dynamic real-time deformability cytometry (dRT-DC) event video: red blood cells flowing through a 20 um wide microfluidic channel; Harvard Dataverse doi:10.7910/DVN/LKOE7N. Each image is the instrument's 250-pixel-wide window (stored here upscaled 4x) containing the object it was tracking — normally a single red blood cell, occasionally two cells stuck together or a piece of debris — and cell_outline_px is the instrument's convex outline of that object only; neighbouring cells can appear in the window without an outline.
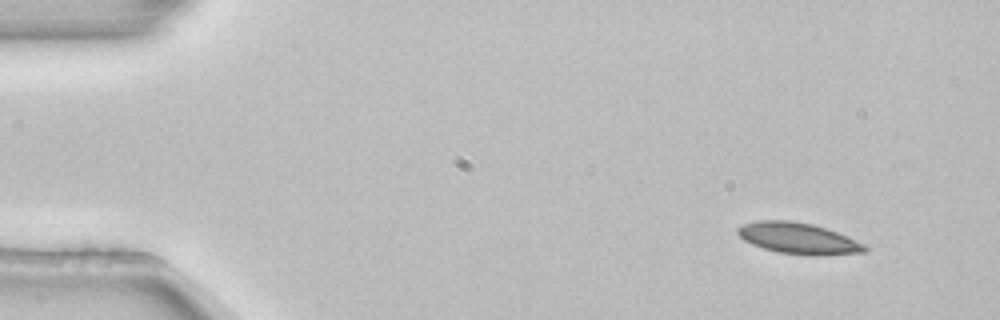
{"species": "common noctule bat (a hibernating species)", "species_latin": "Nyctalus noctula", "temperature_condition": "room temperature", "stored_images_in_passage": 5, "camera_frame_rate_fps": 3000, "um_per_image_px": 0.085, "animal": {"sex": "female", "body_mass_g": 22.7, "forearm_length_mm": 54.2}, "frame": {"image": 1, "passage_image": 1, "time_ms": 0.0, "image_size_px": [1000, 320], "cell_outline_px": [[868, 252], [824, 256], [812, 256], [776, 252], [752, 244], [744, 240], [736, 232], [736, 228], [744, 224], [756, 220], [788, 220], [812, 224], [836, 232], [864, 244], [868, 248]], "centroid_in_image_um": [67.86, 20.27], "position_along_channel_um": 17.1, "area_um2": 23.18}}